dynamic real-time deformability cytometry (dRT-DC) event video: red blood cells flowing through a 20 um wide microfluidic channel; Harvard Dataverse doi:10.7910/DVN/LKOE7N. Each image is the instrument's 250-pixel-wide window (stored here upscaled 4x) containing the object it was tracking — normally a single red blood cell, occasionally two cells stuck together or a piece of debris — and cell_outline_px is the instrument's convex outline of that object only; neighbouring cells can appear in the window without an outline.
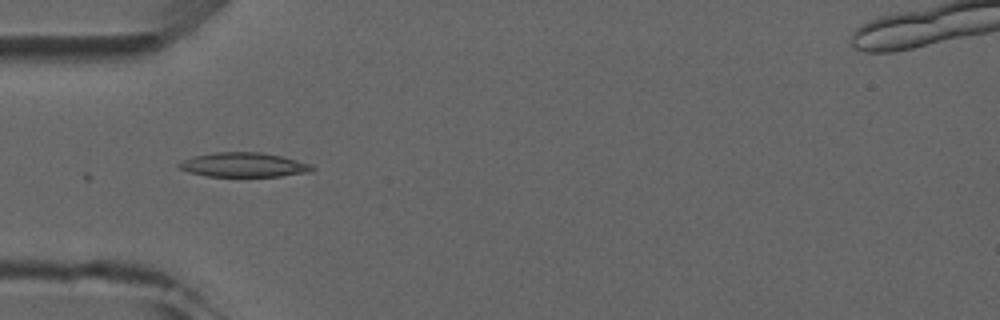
{"species": "common noctule bat (a hibernating species)", "species_latin": "Nyctalus noctula", "temperature_condition": "room temperature", "stored_images_in_passage": 6, "camera_frame_rate_fps": 3000, "um_per_image_px": 0.085, "animal": {"sex": "male", "forearm_length_mm": 52.5}, "frame": {"image": 1, "passage_image": 4, "time_ms": 4.333, "image_size_px": [1000, 320], "cell_outline_px": [[316, 168], [312, 172], [280, 176], [208, 176], [188, 172], [180, 168], [176, 164], [192, 156], [216, 152], [260, 152], [280, 156], [312, 164]], "centroid_in_image_um": [20.73, 14.01], "position_along_channel_um": 64.3, "area_um2": 18.9}}
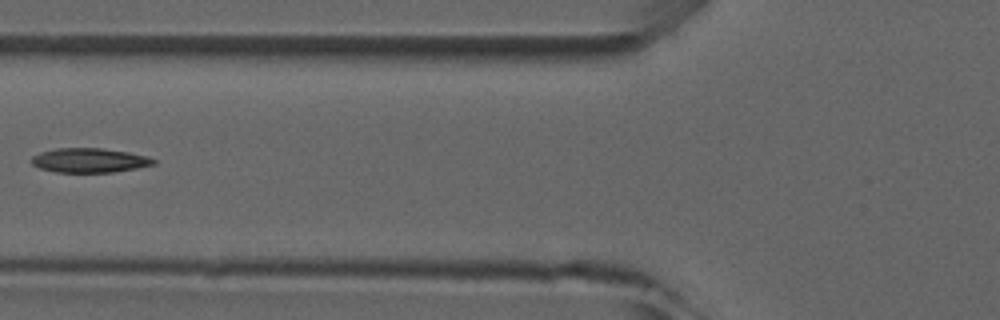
{"frame": {"image": 2, "passage_image": 5, "time_ms": 5.667, "image_size_px": [1000, 320], "cell_outline_px": [[156, 164], [136, 168], [112, 172], [56, 172], [40, 168], [32, 164], [28, 160], [32, 156], [40, 152], [56, 148], [104, 148], [128, 152], [148, 156], [156, 160]], "centroid_in_image_um": [7.58, 13.62], "position_along_channel_um": 118.2, "area_um2": 17.46}}
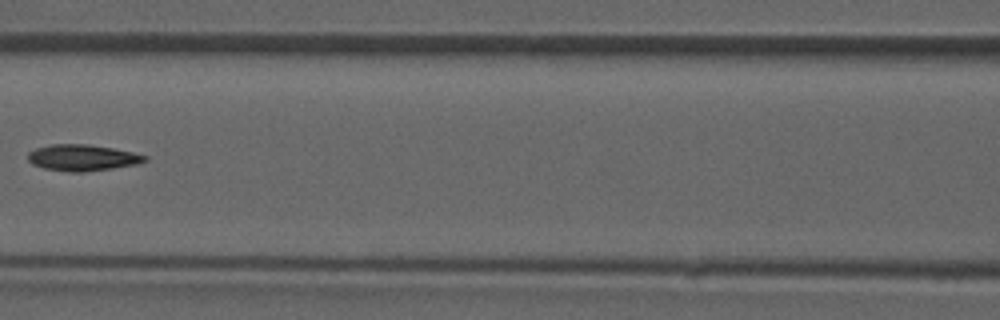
{"frame": {"image": 3, "passage_image": 6, "time_ms": 6.667, "image_size_px": [1000, 320], "cell_outline_px": [[148, 160], [136, 164], [112, 168], [84, 172], [68, 172], [44, 168], [32, 164], [28, 160], [28, 152], [36, 148], [52, 144], [88, 144], [112, 148], [132, 152], [148, 156]], "centroid_in_image_um": [6.99, 13.4], "position_along_channel_um": 159.6, "area_um2": 17.86}}